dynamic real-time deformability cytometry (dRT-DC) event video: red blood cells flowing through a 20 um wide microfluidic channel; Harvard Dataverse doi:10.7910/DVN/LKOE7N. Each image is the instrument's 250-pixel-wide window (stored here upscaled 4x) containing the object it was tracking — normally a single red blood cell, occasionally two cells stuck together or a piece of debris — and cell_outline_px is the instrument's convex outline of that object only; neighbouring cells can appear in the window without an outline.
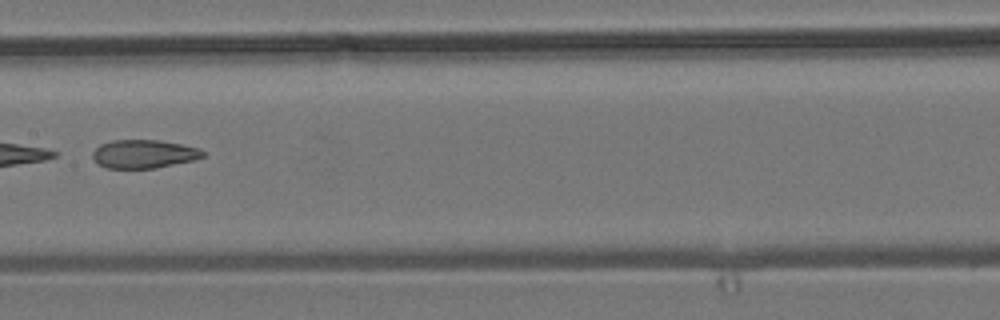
{"species": "common noctule bat (a hibernating species)", "species_latin": "Nyctalus noctula", "temperature_condition": "room temperature", "stored_images_in_passage": 11, "camera_frame_rate_fps": 3000, "um_per_image_px": 0.085, "animal": {"sex": "male", "body_mass_g": 19.2, "forearm_length_mm": 51.8}, "frame": {"image": 1, "passage_image": 10, "time_ms": 3.0, "image_size_px": [1000, 320], "cell_outline_px": [[204, 156], [196, 160], [156, 168], [108, 168], [96, 164], [92, 156], [92, 152], [100, 144], [112, 140], [160, 140], [200, 148], [204, 152]], "centroid_in_image_um": [12.22, 13.09], "position_along_channel_um": 195.2, "area_um2": 18.44}}
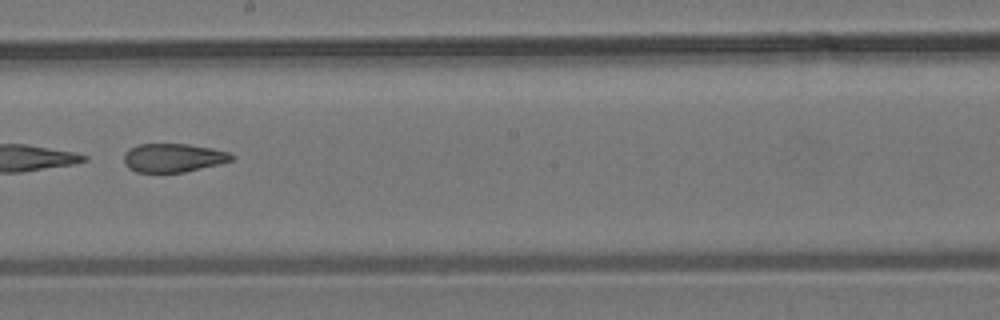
{"frame": {"image": 2, "passage_image": 11, "time_ms": 3.333, "image_size_px": [1000, 320], "cell_outline_px": [[236, 156], [232, 160], [220, 164], [184, 172], [136, 172], [128, 168], [124, 164], [124, 152], [128, 148], [136, 144], [188, 144], [212, 148], [228, 152]], "centroid_in_image_um": [14.7, 13.41], "position_along_channel_um": 233.5, "area_um2": 18.15}}